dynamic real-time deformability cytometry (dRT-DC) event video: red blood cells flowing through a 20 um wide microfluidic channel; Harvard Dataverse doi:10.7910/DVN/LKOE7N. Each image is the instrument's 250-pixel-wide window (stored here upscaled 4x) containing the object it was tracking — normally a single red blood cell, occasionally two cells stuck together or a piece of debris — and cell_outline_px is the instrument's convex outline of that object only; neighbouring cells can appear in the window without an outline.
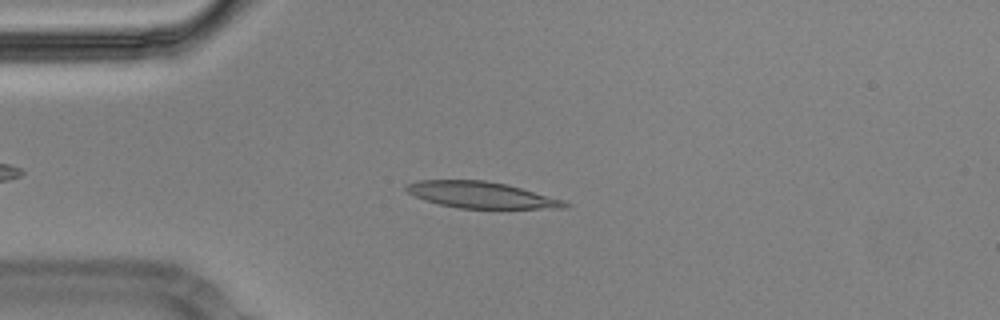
{"species": "Egyptian fruit bat (a non-hibernating species)", "species_latin": "Rousettus aegyptiacus", "temperature_condition": "cold", "stored_images_in_passage": 51, "camera_frame_rate_fps": 3000, "um_per_image_px": 0.085, "animal": {"sex": "male"}, "frame": {"image": 1, "passage_image": 9, "time_ms": 2.667, "image_size_px": [1000, 320], "cell_outline_px": [[568, 208], [460, 208], [440, 204], [424, 200], [408, 192], [404, 188], [408, 184], [420, 180], [484, 180], [508, 184], [564, 200], [568, 204]], "centroid_in_image_um": [40.91, 16.56], "position_along_channel_um": 44.1, "area_um2": 24.1}}
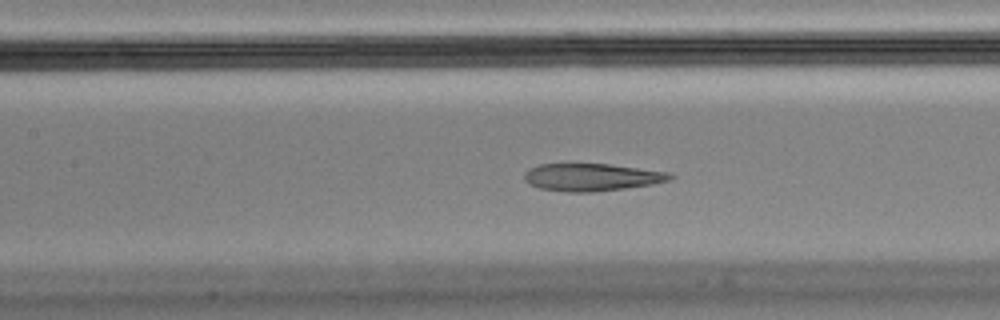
{"frame": {"image": 2, "passage_image": 20, "time_ms": 6.333, "image_size_px": [1000, 320], "cell_outline_px": [[676, 176], [668, 180], [652, 184], [624, 188], [592, 192], [568, 192], [540, 188], [528, 184], [524, 180], [524, 172], [528, 168], [540, 164], [608, 164], [668, 172]], "centroid_in_image_um": [50.25, 15.06], "position_along_channel_um": 157.2, "area_um2": 23.24}}
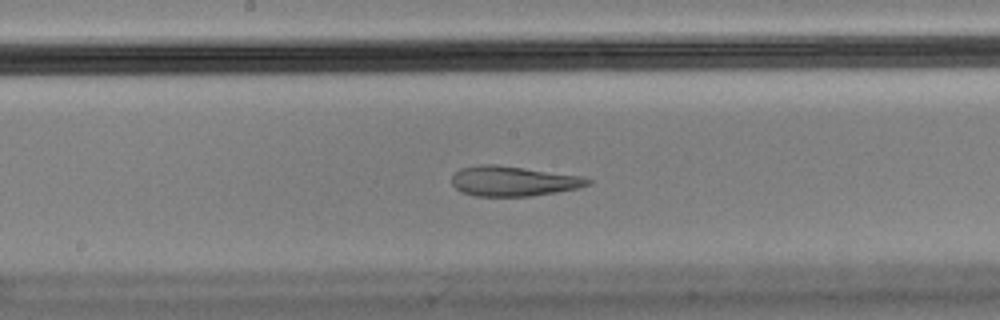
{"frame": {"image": 3, "passage_image": 24, "time_ms": 7.667, "image_size_px": [1000, 320], "cell_outline_px": [[592, 184], [580, 188], [532, 196], [476, 196], [460, 192], [452, 184], [452, 176], [460, 168], [480, 164], [496, 164], [584, 176], [592, 180]], "centroid_in_image_um": [43.66, 15.39], "position_along_channel_um": 204.5, "area_um2": 24.04}, "authors_computed_cell_mechanics": {"area_um2": 24.7962, "velocity_mm_per_s": 3.5611, "shape_relaxation_time_tau1_ms": null, "shape_relaxation_time_tau2_ms": 1.4559, "deformation_change_tau1": null, "deformation_change_tau2": 0.0939}}